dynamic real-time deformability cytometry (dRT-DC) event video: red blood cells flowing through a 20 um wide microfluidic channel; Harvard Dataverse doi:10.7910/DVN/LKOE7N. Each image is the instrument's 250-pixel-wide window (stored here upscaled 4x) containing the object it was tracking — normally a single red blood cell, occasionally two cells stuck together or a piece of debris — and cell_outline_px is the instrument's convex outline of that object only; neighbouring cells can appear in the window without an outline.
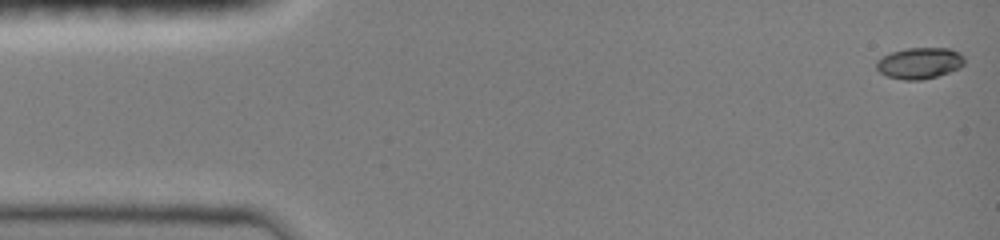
{"species": "common noctule bat (a hibernating species)", "species_latin": "Nyctalus noctula", "temperature_condition": "room temperature", "stored_images_in_passage": 47, "camera_frame_rate_fps": 3000, "um_per_image_px": 0.085, "animal": {"sex": "female", "body_mass_g": 19.0, "forearm_length_mm": 51.5}, "frame": {"image": 1, "passage_image": 1, "time_ms": 0.0, "image_size_px": [1000, 240], "cell_outline_px": [[964, 64], [960, 68], [936, 76], [920, 80], [904, 80], [888, 76], [880, 72], [876, 68], [876, 60], [892, 52], [908, 48], [948, 48], [960, 52], [964, 56]], "centroid_in_image_um": [78.18, 5.36], "position_along_channel_um": 6.8, "area_um2": 15.95}}
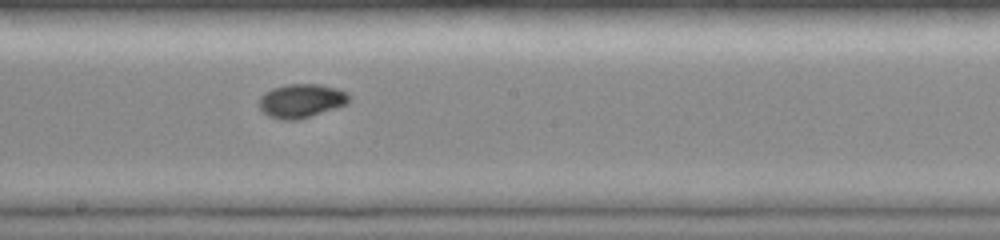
{"frame": {"image": 2, "passage_image": 26, "time_ms": 8.333, "image_size_px": [1000, 240], "cell_outline_px": [[352, 100], [348, 104], [300, 120], [280, 120], [268, 116], [260, 108], [260, 96], [264, 92], [272, 88], [288, 84], [320, 84], [336, 88], [348, 92], [352, 96]], "centroid_in_image_um": [25.66, 8.57], "position_along_channel_um": 222.5, "area_um2": 18.09}}
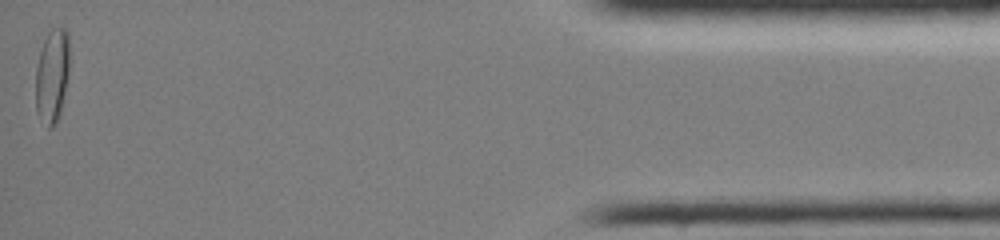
{"frame": {"image": 3, "passage_image": 47, "time_ms": 15.333, "image_size_px": [1000, 240], "cell_outline_px": [[68, 76], [60, 112], [52, 128], [48, 128], [36, 112], [36, 68], [40, 48], [48, 32], [52, 28], [60, 24], [68, 32]], "centroid_in_image_um": [4.42, 6.37], "position_along_channel_um": 430.8, "area_um2": 18.5}, "authors_computed_cell_mechanics": {"area_um2": 16.762, "velocity_mm_per_s": 4.0724, "shape_relaxation_time_tau1_ms": 3.9458, "shape_relaxation_time_tau2_ms": null, "deformation_change_tau1": 0.181, "deformation_change_tau2": null}}